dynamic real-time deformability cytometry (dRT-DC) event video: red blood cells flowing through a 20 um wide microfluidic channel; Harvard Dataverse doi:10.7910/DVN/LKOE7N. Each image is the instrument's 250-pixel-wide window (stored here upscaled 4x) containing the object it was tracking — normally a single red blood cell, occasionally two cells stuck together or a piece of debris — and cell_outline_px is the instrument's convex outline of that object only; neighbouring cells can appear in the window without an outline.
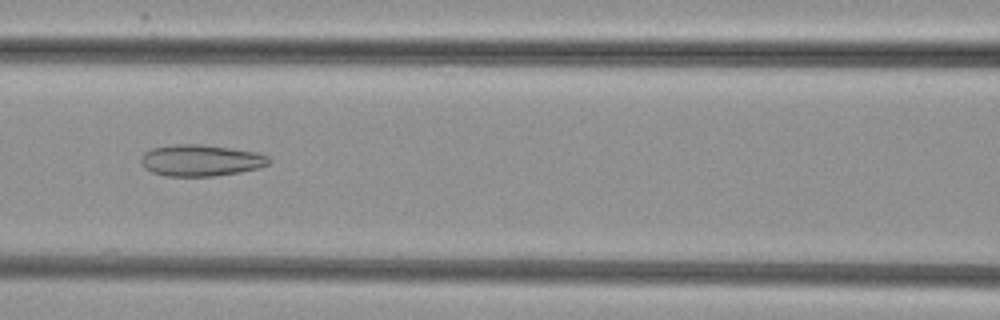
{"species": "common noctule bat (a hibernating species)", "species_latin": "Nyctalus noctula", "temperature_condition": "cold", "stored_images_in_passage": 47, "camera_frame_rate_fps": 3000, "um_per_image_px": 0.085, "animal": {"sex": "female", "body_mass_g": 29.2, "forearm_length_mm": 56.3}, "frame": {"image": 1, "passage_image": 18, "time_ms": 5.667, "image_size_px": [1000, 320], "cell_outline_px": [[272, 160], [268, 164], [260, 168], [240, 172], [216, 176], [164, 176], [152, 172], [144, 168], [140, 160], [144, 152], [152, 148], [176, 144], [200, 144], [260, 152], [268, 156]], "centroid_in_image_um": [17.09, 13.63], "position_along_channel_um": 149.5, "area_um2": 23.7}}
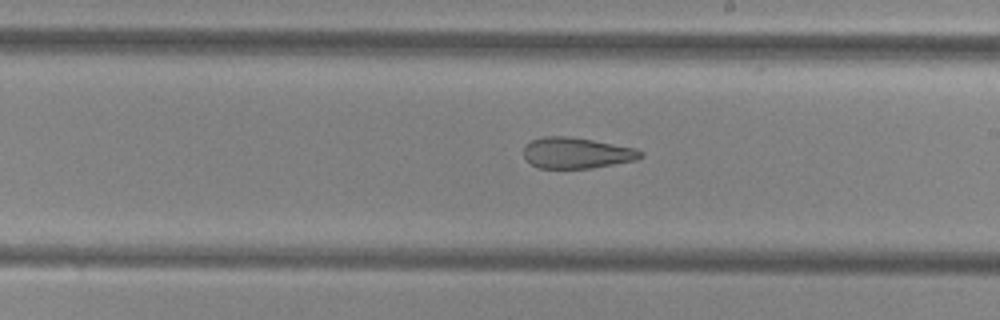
{"frame": {"image": 2, "passage_image": 25, "time_ms": 8.0, "image_size_px": [1000, 320], "cell_outline_px": [[644, 156], [636, 160], [592, 168], [536, 168], [524, 156], [524, 148], [532, 140], [544, 136], [568, 136], [592, 140], [636, 148], [644, 152]], "centroid_in_image_um": [49.04, 13.0], "position_along_channel_um": 240.0, "area_um2": 21.04}}
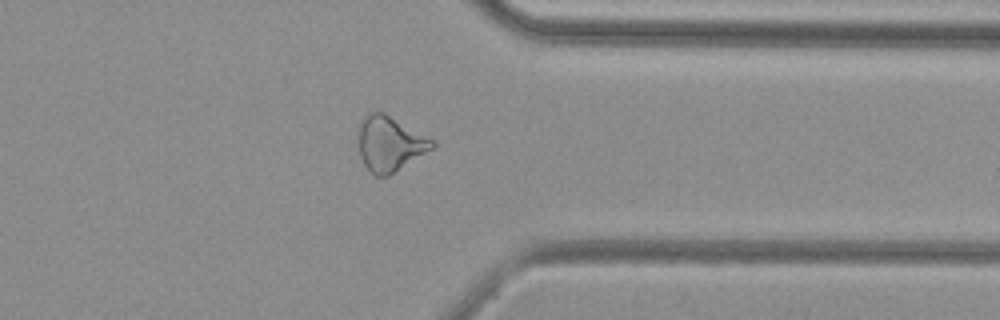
{"frame": {"image": 3, "passage_image": 36, "time_ms": 11.667, "image_size_px": [1000, 320], "cell_outline_px": [[436, 144], [432, 148], [388, 176], [376, 176], [364, 164], [360, 156], [360, 120], [368, 112], [384, 112], [436, 140]], "centroid_in_image_um": [33.15, 12.18], "position_along_channel_um": 378.2, "area_um2": 23.35}}